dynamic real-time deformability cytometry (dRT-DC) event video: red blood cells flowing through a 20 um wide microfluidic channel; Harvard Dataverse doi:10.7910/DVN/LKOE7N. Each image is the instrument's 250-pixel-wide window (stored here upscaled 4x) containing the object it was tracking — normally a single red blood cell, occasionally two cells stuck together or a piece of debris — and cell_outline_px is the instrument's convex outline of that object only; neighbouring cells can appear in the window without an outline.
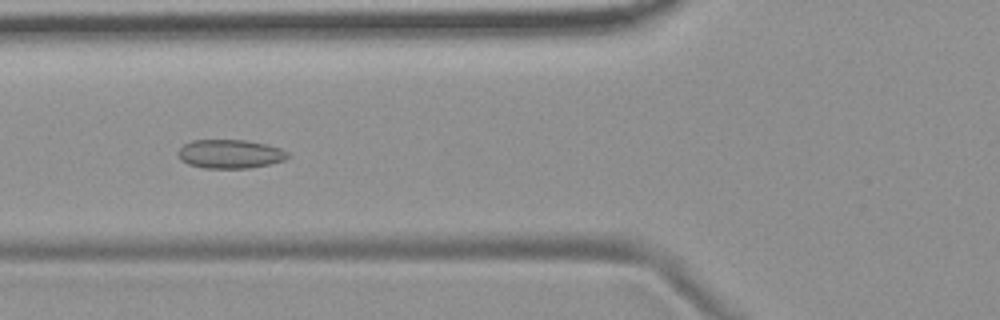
{"species": "common noctule bat (a hibernating species)", "species_latin": "Nyctalus noctula", "temperature_condition": "room temperature", "stored_images_in_passage": 9, "camera_frame_rate_fps": 3000, "um_per_image_px": 0.085, "animal": {"sex": "female", "body_mass_g": 19.9}, "frame": {"image": 1, "passage_image": 6, "time_ms": 5.667, "image_size_px": [1000, 320], "cell_outline_px": [[292, 156], [284, 160], [268, 164], [248, 168], [204, 168], [188, 164], [180, 160], [176, 152], [184, 144], [192, 140], [248, 140], [280, 148], [288, 152]], "centroid_in_image_um": [19.54, 13.08], "position_along_channel_um": 106.3, "area_um2": 18.5}}
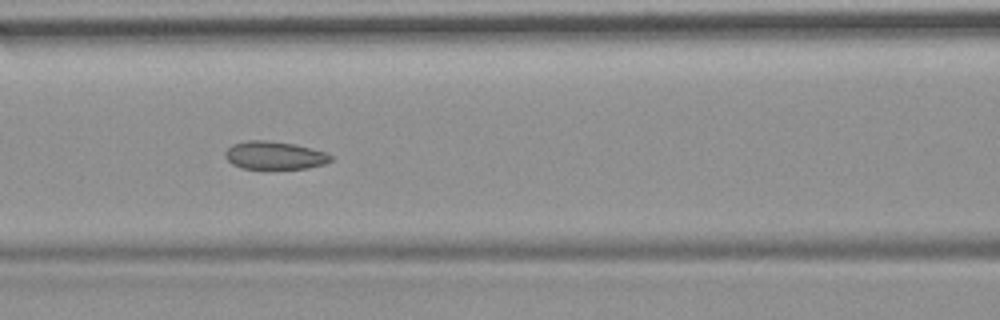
{"frame": {"image": 2, "passage_image": 7, "time_ms": 6.667, "image_size_px": [1000, 320], "cell_outline_px": [[332, 160], [324, 164], [308, 168], [240, 168], [232, 164], [224, 156], [224, 152], [232, 144], [248, 140], [264, 140], [296, 144], [328, 152], [332, 156]], "centroid_in_image_um": [23.35, 13.19], "position_along_channel_um": 143.3, "area_um2": 17.28}}
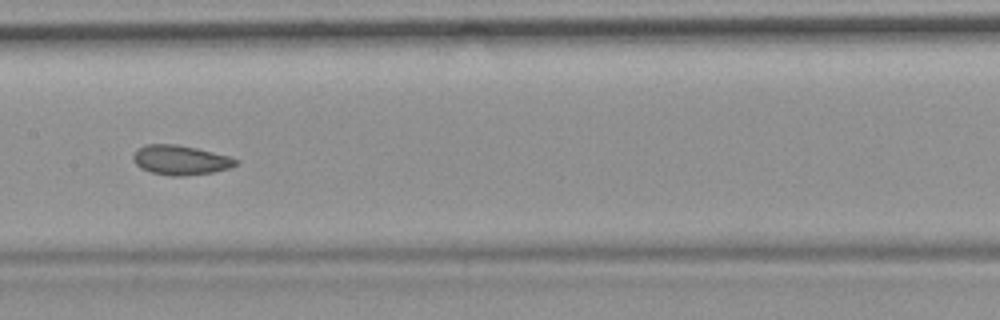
{"frame": {"image": 3, "passage_image": 8, "time_ms": 8.0, "image_size_px": [1000, 320], "cell_outline_px": [[240, 160], [236, 164], [228, 168], [212, 172], [184, 176], [172, 176], [152, 172], [140, 168], [132, 160], [132, 156], [136, 148], [144, 144], [176, 144], [196, 148], [228, 156]], "centroid_in_image_um": [15.28, 13.59], "position_along_channel_um": 192.1, "area_um2": 17.69}}